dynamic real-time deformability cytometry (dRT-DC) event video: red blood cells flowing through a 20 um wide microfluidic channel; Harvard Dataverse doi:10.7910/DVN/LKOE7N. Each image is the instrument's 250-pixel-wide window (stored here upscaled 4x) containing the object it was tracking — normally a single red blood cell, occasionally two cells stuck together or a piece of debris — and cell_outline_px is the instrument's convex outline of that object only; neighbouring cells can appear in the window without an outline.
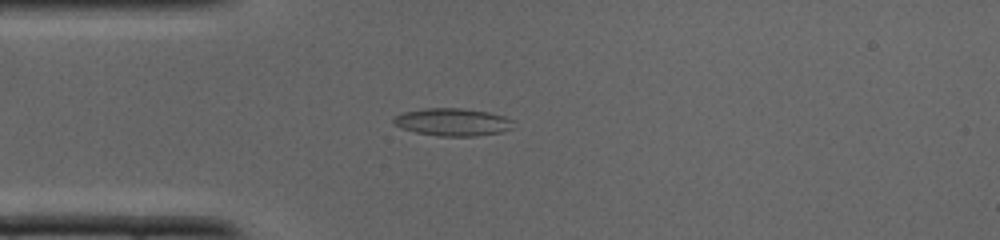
{"species": "common noctule bat (a hibernating species)", "species_latin": "Nyctalus noctula", "temperature_condition": "cold", "stored_images_in_passage": 32, "camera_frame_rate_fps": 3000, "um_per_image_px": 0.085, "animal": {"sex": "male", "body_mass_g": 19.0, "forearm_length_mm": 50.8}, "frame": {"image": 1, "passage_image": 5, "time_ms": 1.333, "image_size_px": [1000, 240], "cell_outline_px": [[516, 120], [512, 128], [500, 132], [476, 136], [436, 136], [416, 132], [404, 128], [396, 124], [392, 120], [392, 116], [404, 112], [424, 108], [460, 108], [488, 112], [504, 116]], "centroid_in_image_um": [38.5, 10.37], "position_along_channel_um": 46.5, "area_um2": 19.31}}
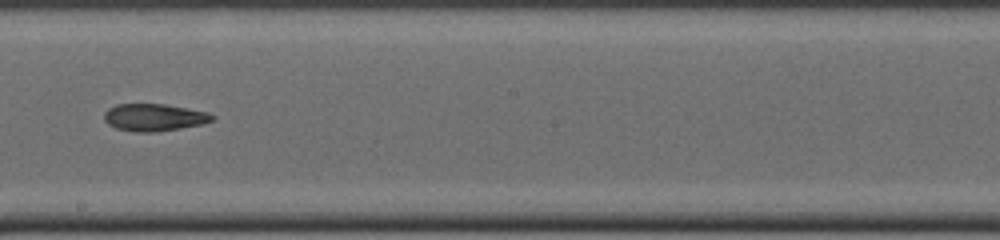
{"frame": {"image": 2, "passage_image": 16, "time_ms": 5.0, "image_size_px": [1000, 240], "cell_outline_px": [[216, 116], [212, 120], [200, 124], [180, 128], [152, 132], [136, 132], [116, 128], [108, 124], [104, 120], [104, 112], [108, 108], [116, 104], [164, 104], [208, 112]], "centroid_in_image_um": [13.06, 9.97], "position_along_channel_um": 235.1, "area_um2": 17.05}}
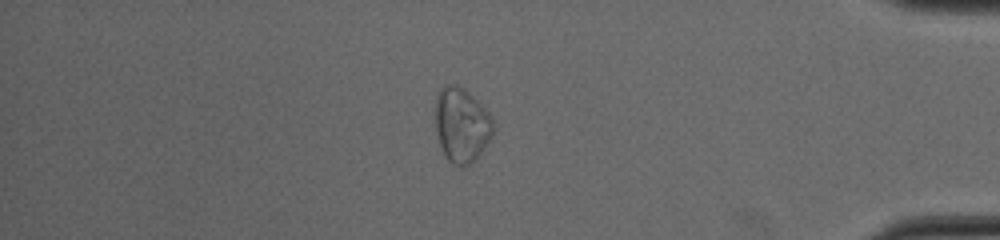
{"frame": {"image": 3, "passage_image": 27, "time_ms": 8.667, "image_size_px": [1000, 240], "cell_outline_px": [[496, 128], [476, 160], [464, 168], [452, 164], [444, 156], [436, 132], [432, 112], [436, 96], [444, 84], [456, 84], [464, 88], [488, 112]], "centroid_in_image_um": [39.19, 10.63], "position_along_channel_um": 396.0, "area_um2": 25.78}}